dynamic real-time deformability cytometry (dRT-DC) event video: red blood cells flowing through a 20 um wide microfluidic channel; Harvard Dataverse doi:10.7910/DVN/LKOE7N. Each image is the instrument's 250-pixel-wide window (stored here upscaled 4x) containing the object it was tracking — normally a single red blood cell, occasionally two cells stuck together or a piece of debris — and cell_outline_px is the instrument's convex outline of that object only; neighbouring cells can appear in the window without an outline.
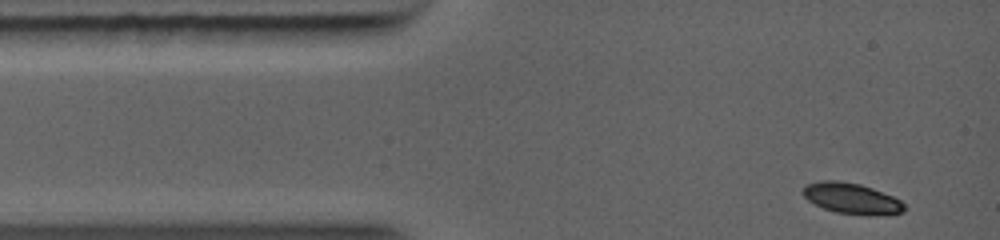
{"species": "common noctule bat (a hibernating species)", "species_latin": "Nyctalus noctula", "temperature_condition": "warm", "stored_images_in_passage": 31, "camera_frame_rate_fps": 5000, "um_per_image_px": 0.085, "animal": {"sex": "female", "body_mass_g": 19.0, "forearm_length_mm": 56.7}, "frame": {"image": 1, "passage_image": 1, "time_ms": 0.0, "image_size_px": [1000, 240], "cell_outline_px": [[904, 212], [836, 212], [824, 208], [808, 200], [804, 196], [804, 188], [808, 184], [820, 180], [836, 180], [860, 184], [872, 188], [892, 196], [900, 200], [904, 204]], "centroid_in_image_um": [72.32, 16.79], "position_along_channel_um": 12.7, "area_um2": 16.99}}
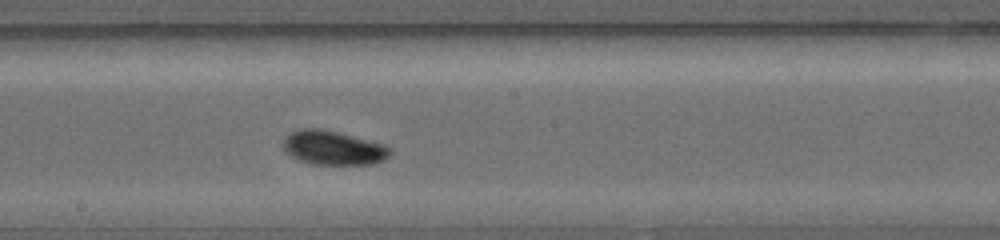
{"frame": {"image": 2, "passage_image": 18, "time_ms": 5.4, "image_size_px": [1000, 240], "cell_outline_px": [[392, 152], [384, 160], [372, 164], [312, 164], [300, 160], [292, 156], [284, 148], [284, 140], [288, 132], [300, 128], [320, 128], [384, 144], [392, 148]], "centroid_in_image_um": [28.33, 12.56], "position_along_channel_um": 219.9, "area_um2": 21.1}}
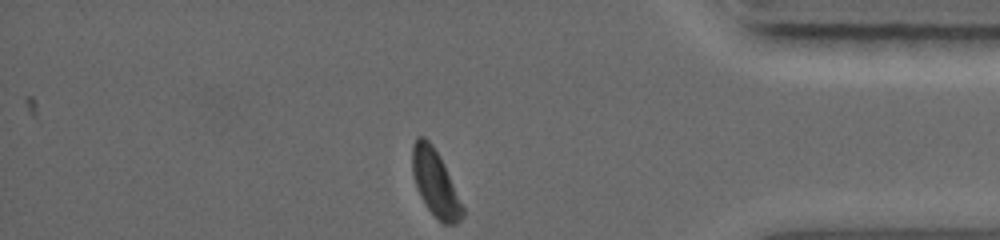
{"frame": {"image": 3, "passage_image": 31, "time_ms": 9.6, "image_size_px": [1000, 240], "cell_outline_px": [[464, 216], [456, 224], [444, 224], [428, 208], [420, 196], [416, 188], [412, 172], [412, 144], [416, 136], [424, 136], [432, 144], [440, 156], [444, 164], [464, 208]], "centroid_in_image_um": [36.98, 15.52], "position_along_channel_um": 398.2, "area_um2": 19.36}}